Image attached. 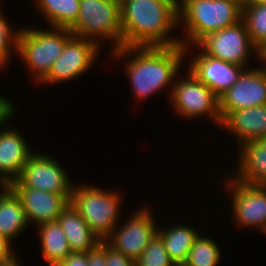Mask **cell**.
<instances>
[{"mask_svg": "<svg viewBox=\"0 0 266 266\" xmlns=\"http://www.w3.org/2000/svg\"><path fill=\"white\" fill-rule=\"evenodd\" d=\"M110 54L114 59L126 58L123 60L127 61L124 64L127 78L131 84L134 98L140 102L167 86H170L167 90L171 93L174 84L172 82L180 76L179 69L184 61L183 58L187 57L182 44L176 46H126L111 51Z\"/></svg>", "mask_w": 266, "mask_h": 266, "instance_id": "cell-1", "label": "cell"}, {"mask_svg": "<svg viewBox=\"0 0 266 266\" xmlns=\"http://www.w3.org/2000/svg\"><path fill=\"white\" fill-rule=\"evenodd\" d=\"M120 13L123 47L181 45L171 35L178 27V0H125Z\"/></svg>", "mask_w": 266, "mask_h": 266, "instance_id": "cell-2", "label": "cell"}, {"mask_svg": "<svg viewBox=\"0 0 266 266\" xmlns=\"http://www.w3.org/2000/svg\"><path fill=\"white\" fill-rule=\"evenodd\" d=\"M241 20L240 0H178V26L186 33L180 38L183 46L196 45L208 34Z\"/></svg>", "mask_w": 266, "mask_h": 266, "instance_id": "cell-3", "label": "cell"}, {"mask_svg": "<svg viewBox=\"0 0 266 266\" xmlns=\"http://www.w3.org/2000/svg\"><path fill=\"white\" fill-rule=\"evenodd\" d=\"M73 36L70 29L47 27L20 29L17 55L25 63L32 80L39 84L51 70L53 63L61 55L67 41Z\"/></svg>", "mask_w": 266, "mask_h": 266, "instance_id": "cell-4", "label": "cell"}, {"mask_svg": "<svg viewBox=\"0 0 266 266\" xmlns=\"http://www.w3.org/2000/svg\"><path fill=\"white\" fill-rule=\"evenodd\" d=\"M118 191L104 190L85 184L74 185L70 203L88 224V227L104 241L120 224V208L123 199ZM122 199V200H121Z\"/></svg>", "mask_w": 266, "mask_h": 266, "instance_id": "cell-5", "label": "cell"}, {"mask_svg": "<svg viewBox=\"0 0 266 266\" xmlns=\"http://www.w3.org/2000/svg\"><path fill=\"white\" fill-rule=\"evenodd\" d=\"M70 31L98 46L109 39L112 51L123 47L120 5L111 0H80L79 16Z\"/></svg>", "mask_w": 266, "mask_h": 266, "instance_id": "cell-6", "label": "cell"}, {"mask_svg": "<svg viewBox=\"0 0 266 266\" xmlns=\"http://www.w3.org/2000/svg\"><path fill=\"white\" fill-rule=\"evenodd\" d=\"M184 78H177L178 81L173 82L169 94L176 114L189 120L206 115L215 123V126L220 127L222 120L219 111V98L189 71Z\"/></svg>", "mask_w": 266, "mask_h": 266, "instance_id": "cell-7", "label": "cell"}, {"mask_svg": "<svg viewBox=\"0 0 266 266\" xmlns=\"http://www.w3.org/2000/svg\"><path fill=\"white\" fill-rule=\"evenodd\" d=\"M196 45L211 57L247 69L251 55L256 53L255 55L258 56V48L252 43L243 20L208 34Z\"/></svg>", "mask_w": 266, "mask_h": 266, "instance_id": "cell-8", "label": "cell"}, {"mask_svg": "<svg viewBox=\"0 0 266 266\" xmlns=\"http://www.w3.org/2000/svg\"><path fill=\"white\" fill-rule=\"evenodd\" d=\"M227 175L223 178L224 189L232 196L233 222L239 228H256L266 235V186L252 185L234 180Z\"/></svg>", "mask_w": 266, "mask_h": 266, "instance_id": "cell-9", "label": "cell"}, {"mask_svg": "<svg viewBox=\"0 0 266 266\" xmlns=\"http://www.w3.org/2000/svg\"><path fill=\"white\" fill-rule=\"evenodd\" d=\"M74 185L57 159L49 154L33 152L19 177L8 186H25L63 196H72Z\"/></svg>", "mask_w": 266, "mask_h": 266, "instance_id": "cell-10", "label": "cell"}, {"mask_svg": "<svg viewBox=\"0 0 266 266\" xmlns=\"http://www.w3.org/2000/svg\"><path fill=\"white\" fill-rule=\"evenodd\" d=\"M153 210L141 207L118 225L104 240L108 245L126 257L136 261L156 235L158 225L152 214Z\"/></svg>", "mask_w": 266, "mask_h": 266, "instance_id": "cell-11", "label": "cell"}, {"mask_svg": "<svg viewBox=\"0 0 266 266\" xmlns=\"http://www.w3.org/2000/svg\"><path fill=\"white\" fill-rule=\"evenodd\" d=\"M101 48L94 41L72 36L66 43L63 52L53 63L47 76L37 85L54 86L57 83L77 80L86 74L97 60Z\"/></svg>", "mask_w": 266, "mask_h": 266, "instance_id": "cell-12", "label": "cell"}, {"mask_svg": "<svg viewBox=\"0 0 266 266\" xmlns=\"http://www.w3.org/2000/svg\"><path fill=\"white\" fill-rule=\"evenodd\" d=\"M197 48L199 53L195 54L185 71H189L197 80L212 90L220 98L238 81L241 74L247 69L245 67L225 62L205 54L197 45L184 46L185 53ZM199 49V50H198Z\"/></svg>", "mask_w": 266, "mask_h": 266, "instance_id": "cell-13", "label": "cell"}, {"mask_svg": "<svg viewBox=\"0 0 266 266\" xmlns=\"http://www.w3.org/2000/svg\"><path fill=\"white\" fill-rule=\"evenodd\" d=\"M251 68L219 98L221 120L234 110L266 105V69Z\"/></svg>", "mask_w": 266, "mask_h": 266, "instance_id": "cell-14", "label": "cell"}, {"mask_svg": "<svg viewBox=\"0 0 266 266\" xmlns=\"http://www.w3.org/2000/svg\"><path fill=\"white\" fill-rule=\"evenodd\" d=\"M19 197L28 223L36 226L57 221L69 206L72 196L51 193L25 186H9Z\"/></svg>", "mask_w": 266, "mask_h": 266, "instance_id": "cell-15", "label": "cell"}, {"mask_svg": "<svg viewBox=\"0 0 266 266\" xmlns=\"http://www.w3.org/2000/svg\"><path fill=\"white\" fill-rule=\"evenodd\" d=\"M7 127L0 130V186L16 180L34 152L30 150L22 132Z\"/></svg>", "mask_w": 266, "mask_h": 266, "instance_id": "cell-16", "label": "cell"}, {"mask_svg": "<svg viewBox=\"0 0 266 266\" xmlns=\"http://www.w3.org/2000/svg\"><path fill=\"white\" fill-rule=\"evenodd\" d=\"M221 128L231 132L238 145L266 138V105L230 112L221 122Z\"/></svg>", "mask_w": 266, "mask_h": 266, "instance_id": "cell-17", "label": "cell"}, {"mask_svg": "<svg viewBox=\"0 0 266 266\" xmlns=\"http://www.w3.org/2000/svg\"><path fill=\"white\" fill-rule=\"evenodd\" d=\"M238 147L240 150L236 163L239 166L231 174L232 178L252 185L266 186V138L244 142Z\"/></svg>", "mask_w": 266, "mask_h": 266, "instance_id": "cell-18", "label": "cell"}, {"mask_svg": "<svg viewBox=\"0 0 266 266\" xmlns=\"http://www.w3.org/2000/svg\"><path fill=\"white\" fill-rule=\"evenodd\" d=\"M57 221L72 252H88L101 242L71 203L57 218Z\"/></svg>", "mask_w": 266, "mask_h": 266, "instance_id": "cell-19", "label": "cell"}, {"mask_svg": "<svg viewBox=\"0 0 266 266\" xmlns=\"http://www.w3.org/2000/svg\"><path fill=\"white\" fill-rule=\"evenodd\" d=\"M0 235L9 242L27 230L29 223L19 197L8 186H0ZM21 232V233H20Z\"/></svg>", "mask_w": 266, "mask_h": 266, "instance_id": "cell-20", "label": "cell"}, {"mask_svg": "<svg viewBox=\"0 0 266 266\" xmlns=\"http://www.w3.org/2000/svg\"><path fill=\"white\" fill-rule=\"evenodd\" d=\"M163 226L158 225L157 234L161 237L165 249L174 264H183L186 262L188 253L195 240L200 235L197 229L187 226L183 223Z\"/></svg>", "mask_w": 266, "mask_h": 266, "instance_id": "cell-21", "label": "cell"}, {"mask_svg": "<svg viewBox=\"0 0 266 266\" xmlns=\"http://www.w3.org/2000/svg\"><path fill=\"white\" fill-rule=\"evenodd\" d=\"M39 231L41 254L48 266L58 265L72 251L58 221L36 226Z\"/></svg>", "mask_w": 266, "mask_h": 266, "instance_id": "cell-22", "label": "cell"}, {"mask_svg": "<svg viewBox=\"0 0 266 266\" xmlns=\"http://www.w3.org/2000/svg\"><path fill=\"white\" fill-rule=\"evenodd\" d=\"M49 27L70 29L79 16L80 0H35Z\"/></svg>", "mask_w": 266, "mask_h": 266, "instance_id": "cell-23", "label": "cell"}, {"mask_svg": "<svg viewBox=\"0 0 266 266\" xmlns=\"http://www.w3.org/2000/svg\"><path fill=\"white\" fill-rule=\"evenodd\" d=\"M203 231L191 247L185 264L188 266H217L221 250L216 241L203 235Z\"/></svg>", "mask_w": 266, "mask_h": 266, "instance_id": "cell-24", "label": "cell"}, {"mask_svg": "<svg viewBox=\"0 0 266 266\" xmlns=\"http://www.w3.org/2000/svg\"><path fill=\"white\" fill-rule=\"evenodd\" d=\"M242 20L252 43L259 48L266 42V3L242 5Z\"/></svg>", "mask_w": 266, "mask_h": 266, "instance_id": "cell-25", "label": "cell"}, {"mask_svg": "<svg viewBox=\"0 0 266 266\" xmlns=\"http://www.w3.org/2000/svg\"><path fill=\"white\" fill-rule=\"evenodd\" d=\"M9 20L0 10V69L7 67L12 54H17L20 29H12Z\"/></svg>", "mask_w": 266, "mask_h": 266, "instance_id": "cell-26", "label": "cell"}, {"mask_svg": "<svg viewBox=\"0 0 266 266\" xmlns=\"http://www.w3.org/2000/svg\"><path fill=\"white\" fill-rule=\"evenodd\" d=\"M135 266H175L161 237L156 233L149 245L135 261Z\"/></svg>", "mask_w": 266, "mask_h": 266, "instance_id": "cell-27", "label": "cell"}, {"mask_svg": "<svg viewBox=\"0 0 266 266\" xmlns=\"http://www.w3.org/2000/svg\"><path fill=\"white\" fill-rule=\"evenodd\" d=\"M106 266H135V261L117 252L105 242Z\"/></svg>", "mask_w": 266, "mask_h": 266, "instance_id": "cell-28", "label": "cell"}, {"mask_svg": "<svg viewBox=\"0 0 266 266\" xmlns=\"http://www.w3.org/2000/svg\"><path fill=\"white\" fill-rule=\"evenodd\" d=\"M88 266H106L105 241H101L95 248L87 252Z\"/></svg>", "mask_w": 266, "mask_h": 266, "instance_id": "cell-29", "label": "cell"}, {"mask_svg": "<svg viewBox=\"0 0 266 266\" xmlns=\"http://www.w3.org/2000/svg\"><path fill=\"white\" fill-rule=\"evenodd\" d=\"M15 106L11 99H7L6 97L0 95V127L7 124L13 116H15ZM3 124V125H2Z\"/></svg>", "mask_w": 266, "mask_h": 266, "instance_id": "cell-30", "label": "cell"}, {"mask_svg": "<svg viewBox=\"0 0 266 266\" xmlns=\"http://www.w3.org/2000/svg\"><path fill=\"white\" fill-rule=\"evenodd\" d=\"M56 266H88L87 252H71Z\"/></svg>", "mask_w": 266, "mask_h": 266, "instance_id": "cell-31", "label": "cell"}, {"mask_svg": "<svg viewBox=\"0 0 266 266\" xmlns=\"http://www.w3.org/2000/svg\"><path fill=\"white\" fill-rule=\"evenodd\" d=\"M11 246L12 243L0 235V263L10 260L16 255Z\"/></svg>", "mask_w": 266, "mask_h": 266, "instance_id": "cell-32", "label": "cell"}, {"mask_svg": "<svg viewBox=\"0 0 266 266\" xmlns=\"http://www.w3.org/2000/svg\"><path fill=\"white\" fill-rule=\"evenodd\" d=\"M258 60L263 62L262 67L266 69V42L258 48V56L256 57Z\"/></svg>", "mask_w": 266, "mask_h": 266, "instance_id": "cell-33", "label": "cell"}, {"mask_svg": "<svg viewBox=\"0 0 266 266\" xmlns=\"http://www.w3.org/2000/svg\"><path fill=\"white\" fill-rule=\"evenodd\" d=\"M21 258H18L17 255H15L13 258H11L10 260H7L3 263H0V266H21L22 264L19 263V260Z\"/></svg>", "mask_w": 266, "mask_h": 266, "instance_id": "cell-34", "label": "cell"}, {"mask_svg": "<svg viewBox=\"0 0 266 266\" xmlns=\"http://www.w3.org/2000/svg\"><path fill=\"white\" fill-rule=\"evenodd\" d=\"M266 3V0H243L242 5H259Z\"/></svg>", "mask_w": 266, "mask_h": 266, "instance_id": "cell-35", "label": "cell"}, {"mask_svg": "<svg viewBox=\"0 0 266 266\" xmlns=\"http://www.w3.org/2000/svg\"><path fill=\"white\" fill-rule=\"evenodd\" d=\"M111 1L117 3L118 5H121L125 0H111Z\"/></svg>", "mask_w": 266, "mask_h": 266, "instance_id": "cell-36", "label": "cell"}, {"mask_svg": "<svg viewBox=\"0 0 266 266\" xmlns=\"http://www.w3.org/2000/svg\"><path fill=\"white\" fill-rule=\"evenodd\" d=\"M175 266H188V265H186L185 263H183V264H175Z\"/></svg>", "mask_w": 266, "mask_h": 266, "instance_id": "cell-37", "label": "cell"}]
</instances>
